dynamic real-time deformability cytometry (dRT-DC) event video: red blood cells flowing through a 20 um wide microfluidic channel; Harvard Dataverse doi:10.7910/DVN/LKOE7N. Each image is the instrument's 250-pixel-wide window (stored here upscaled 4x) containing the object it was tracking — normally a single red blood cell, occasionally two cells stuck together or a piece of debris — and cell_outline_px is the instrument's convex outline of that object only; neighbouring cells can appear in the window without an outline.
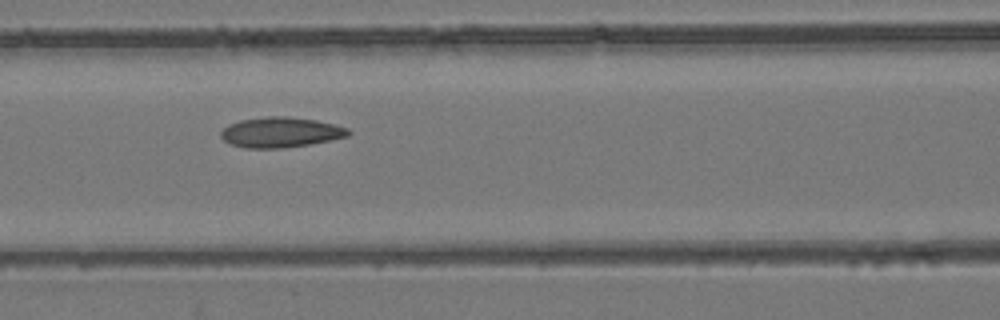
{"species": "common noctule bat (a hibernating species)", "species_latin": "Nyctalus noctula", "temperature_condition": "room temperature", "stored_images_in_passage": 7, "camera_frame_rate_fps": 3000, "um_per_image_px": 0.085, "animal": {"sex": "female", "body_mass_g": 24.6, "forearm_length_mm": 56.2}, "frame": {"image": 1, "passage_image": 6, "time_ms": 5.667, "image_size_px": [1000, 320], "cell_outline_px": [[352, 132], [348, 136], [332, 140], [312, 144], [284, 148], [248, 148], [232, 144], [224, 140], [220, 136], [220, 132], [228, 124], [240, 120], [268, 116], [284, 116], [316, 120], [348, 128]], "centroid_in_image_um": [23.87, 11.25], "position_along_channel_um": 142.7, "area_um2": 22.48}}
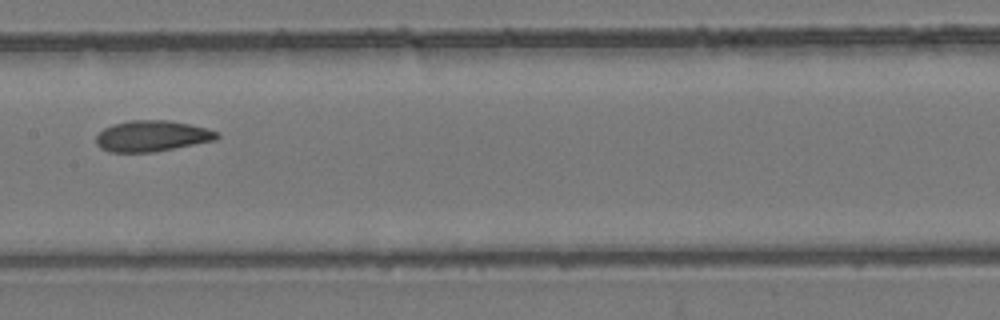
{"frame": {"image": 2, "passage_image": 7, "time_ms": 7.0, "image_size_px": [1000, 320], "cell_outline_px": [[220, 136], [216, 140], [152, 152], [108, 152], [100, 148], [96, 144], [96, 136], [104, 128], [112, 124], [132, 120], [168, 120], [208, 128], [220, 132]], "centroid_in_image_um": [12.92, 11.56], "position_along_channel_um": 194.5, "area_um2": 21.85}}